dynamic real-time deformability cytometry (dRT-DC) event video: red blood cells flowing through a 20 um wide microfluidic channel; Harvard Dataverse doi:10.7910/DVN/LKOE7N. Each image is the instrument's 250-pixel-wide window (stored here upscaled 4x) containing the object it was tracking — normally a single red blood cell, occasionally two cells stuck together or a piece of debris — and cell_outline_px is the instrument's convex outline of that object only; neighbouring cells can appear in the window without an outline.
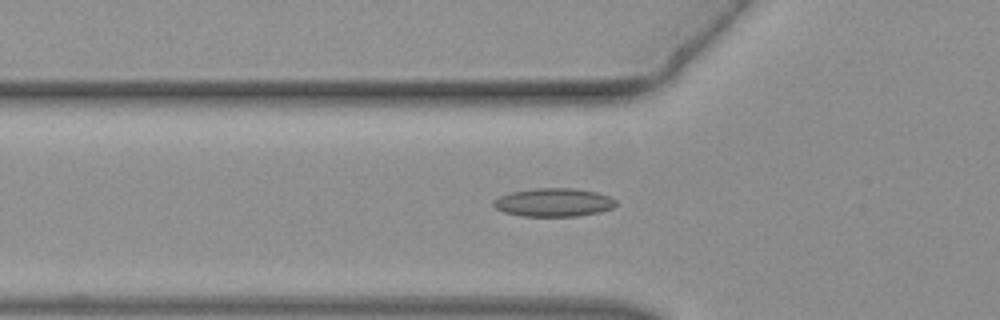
{"species": "common noctule bat (a hibernating species)", "species_latin": "Nyctalus noctula", "temperature_condition": "warm", "stored_images_in_passage": 36, "camera_frame_rate_fps": 3000, "um_per_image_px": 0.085, "animal": {"sex": "female", "body_mass_g": 19.3, "forearm_length_mm": 54.1}, "frame": {"image": 1, "passage_image": 10, "time_ms": 3.0, "image_size_px": [1000, 320], "cell_outline_px": [[616, 204], [612, 208], [600, 212], [576, 216], [520, 216], [504, 212], [496, 208], [492, 204], [492, 200], [500, 196], [512, 192], [536, 188], [572, 188], [596, 192], [608, 196], [616, 200]], "centroid_in_image_um": [47.04, 17.21], "position_along_channel_um": 78.8, "area_um2": 20.17}}
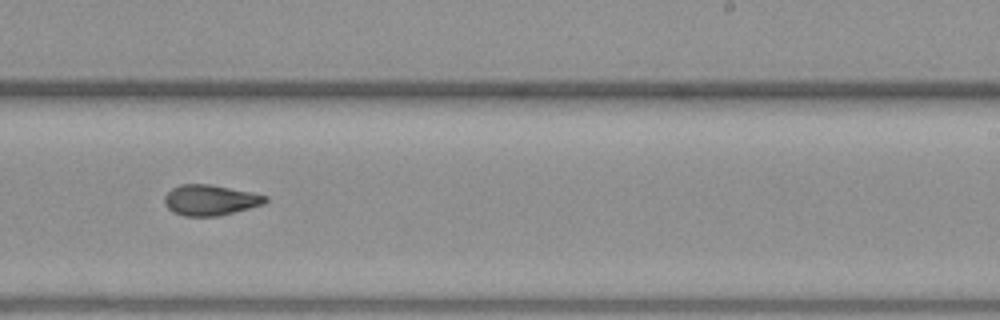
{"frame": {"image": 2, "passage_image": 23, "time_ms": 7.333, "image_size_px": [1000, 320], "cell_outline_px": [[268, 200], [264, 204], [220, 216], [184, 216], [172, 212], [164, 204], [164, 196], [172, 188], [180, 184], [208, 184], [268, 196]], "centroid_in_image_um": [17.84, 17.02], "position_along_channel_um": 271.2, "area_um2": 17.92}}
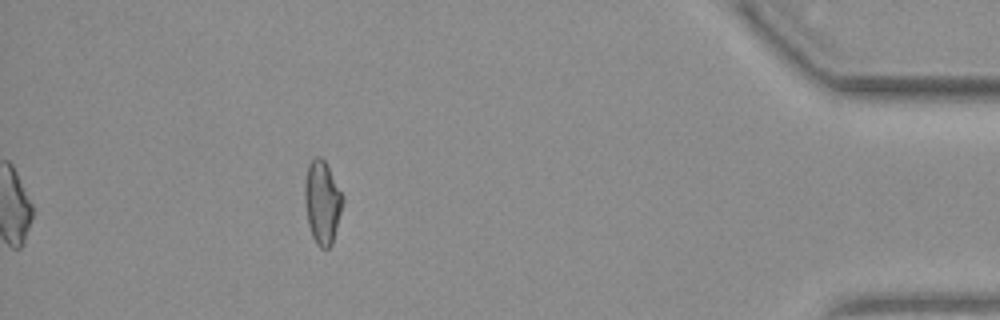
{"frame": {"image": 3, "passage_image": 36, "time_ms": 11.667, "image_size_px": [1000, 320], "cell_outline_px": [[344, 200], [332, 244], [328, 248], [320, 248], [316, 244], [312, 236], [308, 224], [304, 200], [304, 184], [308, 164], [316, 156], [320, 156], [324, 160], [344, 196]], "centroid_in_image_um": [27.38, 17.19], "position_along_channel_um": 407.8, "area_um2": 18.44}}